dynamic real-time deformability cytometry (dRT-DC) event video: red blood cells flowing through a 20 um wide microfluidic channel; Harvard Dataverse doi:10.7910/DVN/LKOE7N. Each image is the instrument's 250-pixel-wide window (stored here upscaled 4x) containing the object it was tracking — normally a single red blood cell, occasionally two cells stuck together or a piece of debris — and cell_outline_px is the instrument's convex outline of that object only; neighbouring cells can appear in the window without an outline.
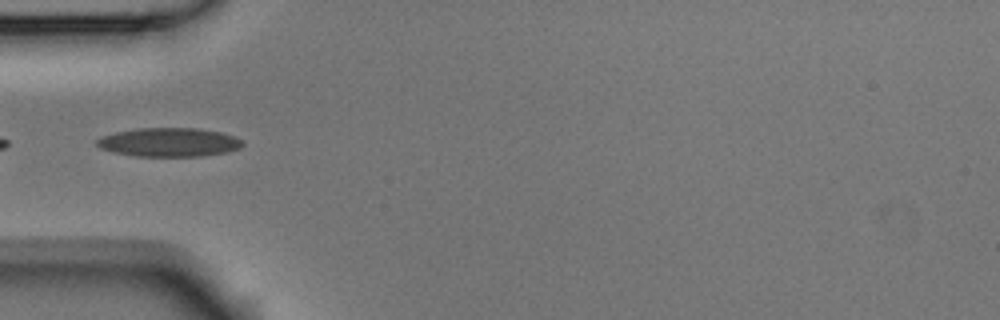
{"species": "Egyptian fruit bat (a non-hibernating species)", "species_latin": "Rousettus aegyptiacus", "temperature_condition": "room temperature", "stored_images_in_passage": 4, "camera_frame_rate_fps": 3000, "um_per_image_px": 0.085, "animal": {"sex": "male"}, "frame": {"image": 1, "passage_image": 4, "time_ms": 1.0, "image_size_px": [1000, 320], "cell_outline_px": [[244, 144], [240, 148], [228, 152], [200, 156], [136, 156], [112, 152], [100, 148], [96, 144], [96, 140], [104, 136], [116, 132], [140, 128], [196, 128], [220, 132], [244, 140]], "centroid_in_image_um": [14.39, 12.09], "position_along_channel_um": 70.6, "area_um2": 24.39}}